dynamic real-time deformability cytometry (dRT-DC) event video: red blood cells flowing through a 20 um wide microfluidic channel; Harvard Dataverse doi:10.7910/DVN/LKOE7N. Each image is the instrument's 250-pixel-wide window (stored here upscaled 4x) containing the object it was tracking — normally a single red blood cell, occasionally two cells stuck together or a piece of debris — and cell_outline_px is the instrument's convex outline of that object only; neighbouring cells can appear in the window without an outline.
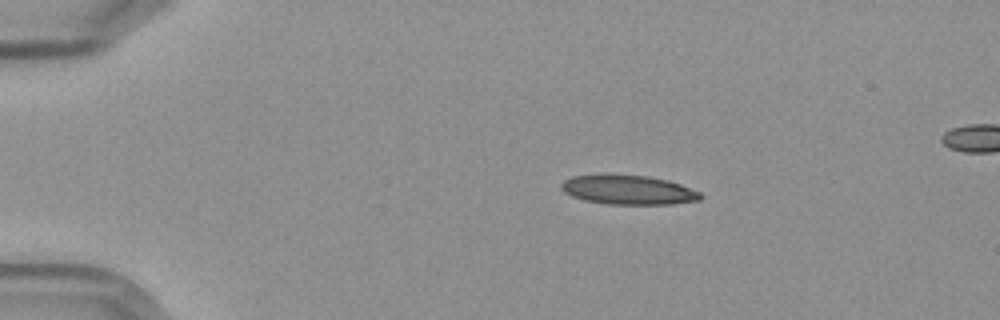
{"species": "Egyptian fruit bat (a non-hibernating species)", "species_latin": "Rousettus aegyptiacus", "temperature_condition": "cold", "stored_images_in_passage": 6, "camera_frame_rate_fps": 3000, "um_per_image_px": 0.085, "frame": {"image": 1, "passage_image": 2, "time_ms": 1.0, "image_size_px": [1000, 320], "cell_outline_px": [[704, 196], [700, 200], [672, 204], [608, 204], [584, 200], [572, 196], [564, 192], [560, 188], [560, 184], [564, 180], [572, 176], [648, 176], [668, 180], [680, 184], [700, 192]], "centroid_in_image_um": [53.44, 16.16], "position_along_channel_um": 31.6, "area_um2": 23.35}}
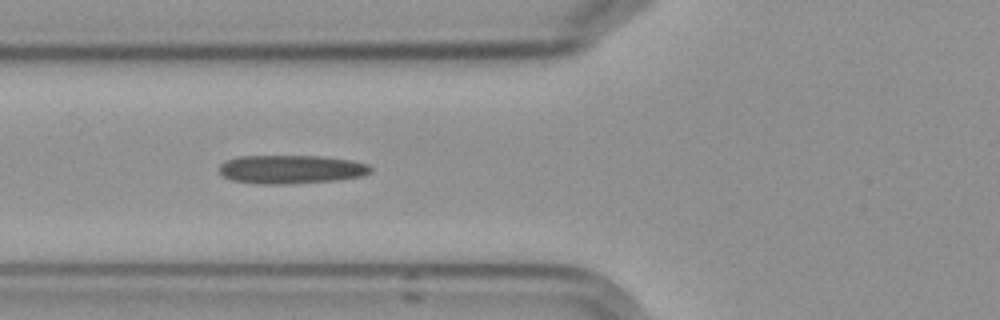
{"frame": {"image": 2, "passage_image": 5, "time_ms": 4.667, "image_size_px": [1000, 320], "cell_outline_px": [[372, 172], [360, 176], [336, 180], [288, 184], [256, 184], [232, 180], [224, 176], [220, 172], [220, 164], [224, 160], [236, 156], [324, 156], [352, 160], [368, 164], [372, 168]], "centroid_in_image_um": [24.73, 14.39], "position_along_channel_um": 101.1, "area_um2": 25.43}}